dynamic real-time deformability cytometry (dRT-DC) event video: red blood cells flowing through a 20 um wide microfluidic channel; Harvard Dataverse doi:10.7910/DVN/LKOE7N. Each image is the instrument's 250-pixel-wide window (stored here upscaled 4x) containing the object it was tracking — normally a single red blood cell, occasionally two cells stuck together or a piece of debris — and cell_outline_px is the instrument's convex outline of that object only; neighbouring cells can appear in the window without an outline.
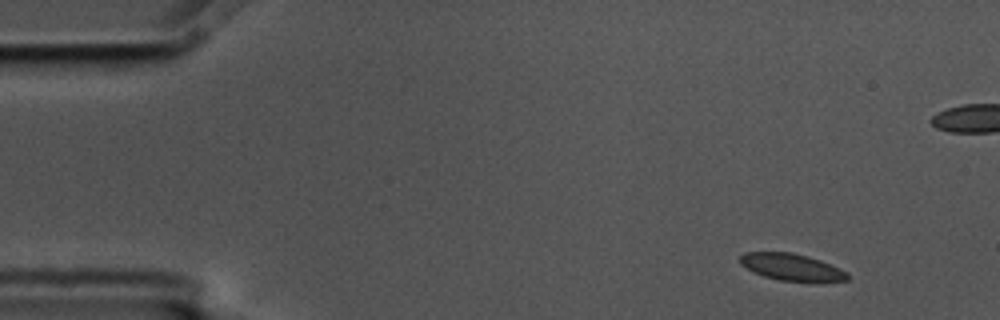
{"species": "common noctule bat (a hibernating species)", "species_latin": "Nyctalus noctula", "temperature_condition": "cold", "stored_images_in_passage": 5, "camera_frame_rate_fps": 3000, "um_per_image_px": 0.085, "animal": {"sex": "male", "body_mass_g": 17.5, "forearm_length_mm": 52.3}, "frame": {"image": 1, "passage_image": 1, "time_ms": 0.0, "image_size_px": [1000, 320], "cell_outline_px": [[848, 280], [780, 280], [764, 276], [752, 272], [740, 264], [740, 256], [744, 252], [792, 252], [808, 256], [820, 260], [848, 272]], "centroid_in_image_um": [67.21, 22.67], "position_along_channel_um": 17.8, "area_um2": 16.42}}